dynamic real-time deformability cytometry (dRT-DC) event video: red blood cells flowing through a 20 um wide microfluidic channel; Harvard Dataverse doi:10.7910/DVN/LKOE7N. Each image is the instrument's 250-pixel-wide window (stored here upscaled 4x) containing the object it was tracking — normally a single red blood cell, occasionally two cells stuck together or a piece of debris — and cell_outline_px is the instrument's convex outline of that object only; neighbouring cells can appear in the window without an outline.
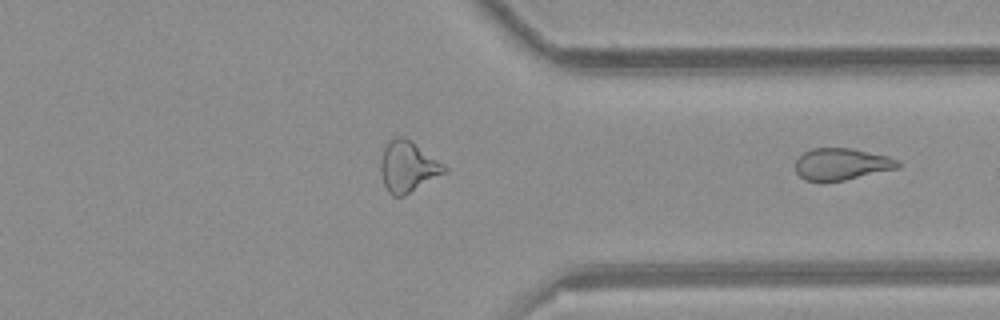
{"species": "common noctule bat (a hibernating species)", "species_latin": "Nyctalus noctula", "temperature_condition": "room temperature", "stored_images_in_passage": 29, "segment_of_instrument_passage": [2, 2], "camera_frame_rate_fps": 3000, "um_per_image_px": 0.085, "animal": {"sex": "female", "body_mass_g": 21.9}, "frame": {"image": 1, "passage_image": 29, "time_ms": 9.333, "image_size_px": [1000, 320], "cell_outline_px": [[900, 168], [844, 180], [820, 184], [804, 180], [796, 172], [796, 160], [804, 152], [812, 148], [852, 148], [888, 156], [900, 160]], "centroid_in_image_um": [71.53, 13.98], "position_along_channel_um": 339.9, "area_um2": 19.48}}